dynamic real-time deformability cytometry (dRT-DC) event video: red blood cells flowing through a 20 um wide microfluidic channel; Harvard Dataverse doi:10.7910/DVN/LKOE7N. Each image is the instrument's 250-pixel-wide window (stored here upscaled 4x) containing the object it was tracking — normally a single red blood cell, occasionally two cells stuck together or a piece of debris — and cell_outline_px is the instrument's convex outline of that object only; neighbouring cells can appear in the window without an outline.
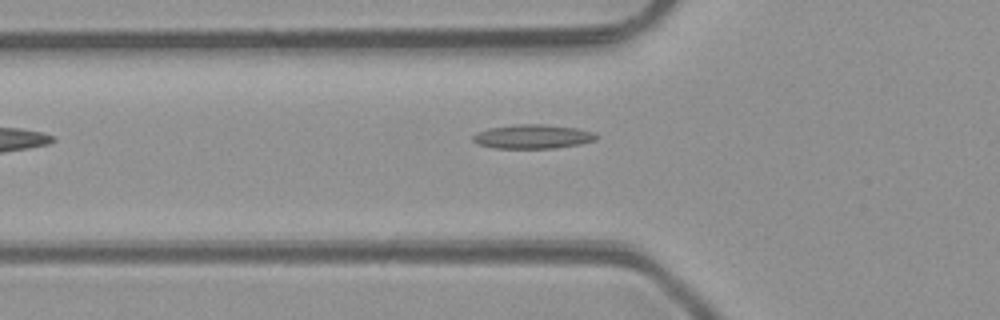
{"species": "common noctule bat (a hibernating species)", "species_latin": "Nyctalus noctula", "temperature_condition": "room temperature", "stored_images_in_passage": 7, "camera_frame_rate_fps": 3000, "um_per_image_px": 0.085, "animal": {"sex": "male", "body_mass_g": 23.1, "forearm_length_mm": 52.7}, "frame": {"image": 1, "passage_image": 7, "time_ms": 6.667, "image_size_px": [1000, 320], "cell_outline_px": [[600, 136], [596, 140], [580, 144], [556, 148], [496, 148], [476, 144], [472, 140], [472, 136], [476, 132], [488, 128], [516, 124], [544, 124], [576, 128], [596, 132]], "centroid_in_image_um": [45.3, 11.6], "position_along_channel_um": 80.5, "area_um2": 17.57}}